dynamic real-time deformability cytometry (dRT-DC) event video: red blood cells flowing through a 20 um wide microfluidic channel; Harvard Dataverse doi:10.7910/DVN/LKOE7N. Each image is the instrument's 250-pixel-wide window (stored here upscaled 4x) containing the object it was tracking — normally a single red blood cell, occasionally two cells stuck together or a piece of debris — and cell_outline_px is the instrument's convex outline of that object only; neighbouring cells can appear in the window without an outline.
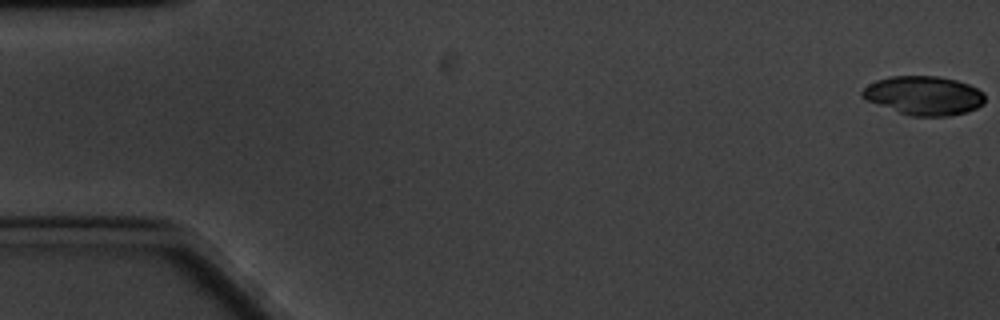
{"species": "common noctule bat (a hibernating species)", "species_latin": "Nyctalus noctula", "temperature_condition": "cold", "stored_images_in_passage": 61, "camera_frame_rate_fps": 3000, "um_per_image_px": 0.085, "animal": {"sex": "male", "body_mass_g": 20.1, "forearm_length_mm": 53.5}, "frame": {"image": 1, "passage_image": 1, "time_ms": 0.0, "image_size_px": [1000, 320], "cell_outline_px": [[984, 104], [968, 112], [948, 116], [912, 116], [864, 100], [860, 96], [860, 92], [868, 84], [876, 80], [892, 76], [940, 76], [956, 80], [968, 84], [984, 92]], "centroid_in_image_um": [78.52, 8.12], "position_along_channel_um": 6.5, "area_um2": 27.92}}
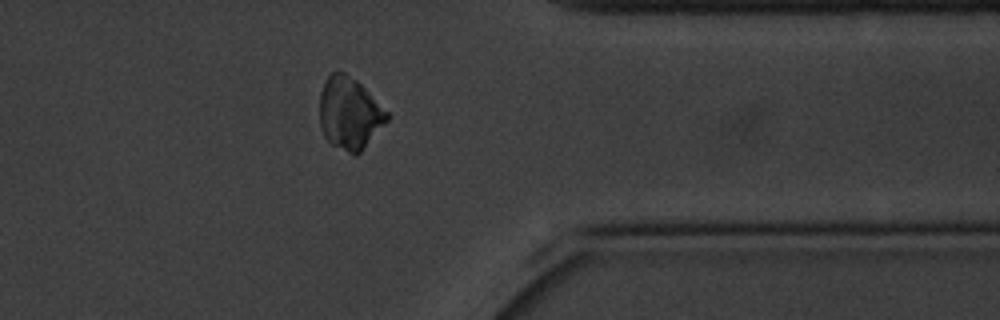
{"frame": {"image": 2, "passage_image": 49, "time_ms": 16.0, "image_size_px": [1000, 320], "cell_outline_px": [[388, 120], [364, 148], [356, 156], [332, 144], [324, 136], [320, 124], [320, 92], [328, 76], [336, 68], [344, 72], [356, 80], [388, 112]], "centroid_in_image_um": [29.69, 9.62], "position_along_channel_um": 381.7, "area_um2": 28.03}}
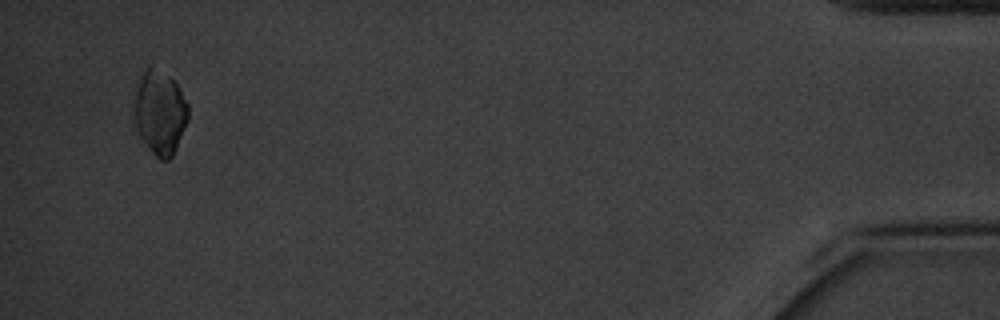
{"frame": {"image": 3, "passage_image": 59, "time_ms": 19.333, "image_size_px": [1000, 320], "cell_outline_px": [[188, 120], [176, 148], [172, 156], [168, 160], [160, 160], [152, 152], [140, 136], [136, 128], [136, 92], [140, 80], [148, 64], [152, 64], [168, 76], [176, 84], [188, 104]], "centroid_in_image_um": [13.62, 9.56], "position_along_channel_um": 421.6, "area_um2": 25.78}, "authors_computed_cell_mechanics": {"area_um2": 29.8826, "velocity_mm_per_s": 3.2649, "shape_relaxation_time_tau1_ms": 7.0935, "shape_relaxation_time_tau2_ms": null, "deformation_change_tau1": 0.2271, "deformation_change_tau2": null}}